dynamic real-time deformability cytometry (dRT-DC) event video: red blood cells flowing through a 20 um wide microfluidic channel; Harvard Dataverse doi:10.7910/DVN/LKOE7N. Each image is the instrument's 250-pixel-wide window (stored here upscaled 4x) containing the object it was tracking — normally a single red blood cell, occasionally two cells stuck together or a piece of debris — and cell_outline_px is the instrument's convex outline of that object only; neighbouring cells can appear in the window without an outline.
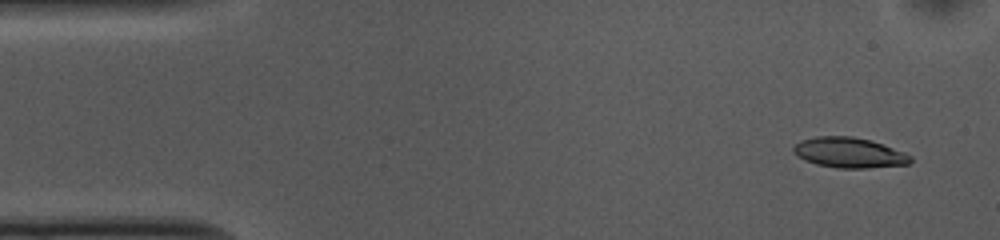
{"species": "common noctule bat (a hibernating species)", "species_latin": "Nyctalus noctula", "temperature_condition": "cold", "stored_images_in_passage": 52, "camera_frame_rate_fps": 3000, "um_per_image_px": 0.085, "animal": {"sex": "female", "body_mass_g": 10.0, "forearm_length_mm": 53.1}, "frame": {"image": 1, "passage_image": 3, "time_ms": 0.667, "image_size_px": [1000, 240], "cell_outline_px": [[912, 160], [908, 164], [868, 168], [836, 168], [816, 164], [804, 160], [792, 148], [800, 140], [816, 136], [852, 136], [872, 140], [904, 152], [912, 156]], "centroid_in_image_um": [72.2, 12.97], "position_along_channel_um": 12.8, "area_um2": 20.63}}
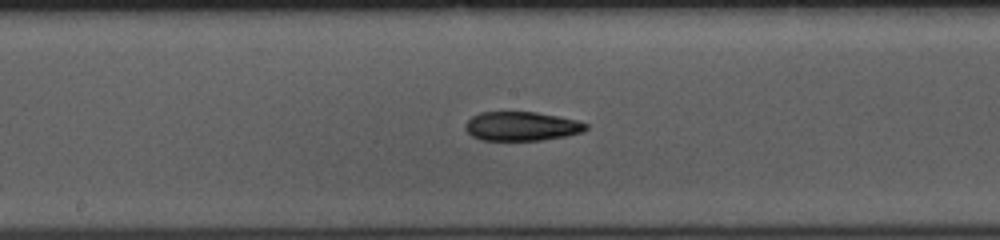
{"frame": {"image": 2, "passage_image": 26, "time_ms": 8.333, "image_size_px": [1000, 240], "cell_outline_px": [[588, 128], [584, 132], [564, 136], [540, 140], [480, 140], [472, 136], [464, 128], [464, 124], [472, 116], [480, 112], [536, 112], [576, 120], [588, 124]], "centroid_in_image_um": [44.31, 10.73], "position_along_channel_um": 203.9, "area_um2": 20.4}}
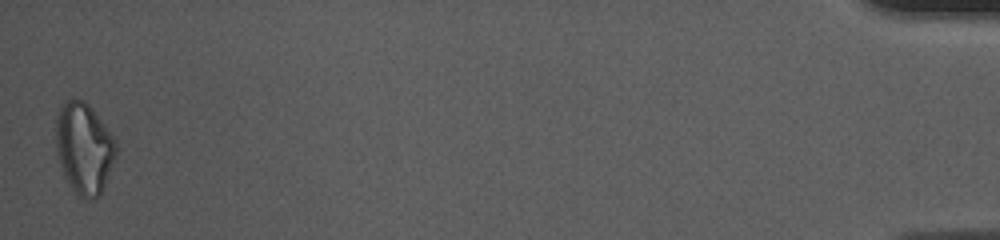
{"frame": {"image": 3, "passage_image": 52, "time_ms": 17.0, "image_size_px": [1000, 240], "cell_outline_px": [[116, 156], [104, 184], [100, 192], [96, 196], [84, 200], [72, 188], [64, 176], [60, 164], [56, 148], [56, 120], [60, 104], [72, 96], [84, 100], [92, 108], [116, 140]], "centroid_in_image_um": [7.12, 12.52], "position_along_channel_um": 428.1, "area_um2": 31.79}, "authors_computed_cell_mechanics": {"area_um2": 21.3282, "velocity_mm_per_s": 3.71, "shape_relaxation_time_tau1_ms": 6.0731, "shape_relaxation_time_tau2_ms": 5.1763, "deformation_change_tau1": 0.153, "deformation_change_tau2": 0.1383}}